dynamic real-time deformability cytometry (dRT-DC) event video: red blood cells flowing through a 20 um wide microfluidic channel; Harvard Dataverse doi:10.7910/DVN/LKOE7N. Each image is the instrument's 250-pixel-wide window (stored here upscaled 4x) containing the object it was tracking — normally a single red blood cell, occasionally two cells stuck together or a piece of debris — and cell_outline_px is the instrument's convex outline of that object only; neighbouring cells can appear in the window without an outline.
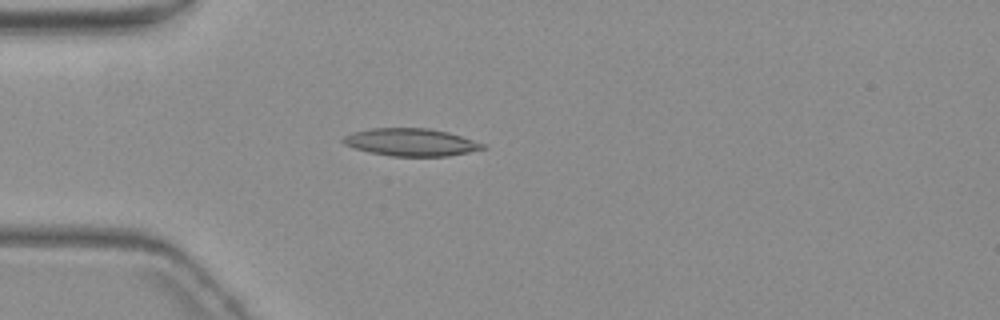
{"species": "common noctule bat (a hibernating species)", "species_latin": "Nyctalus noctula", "temperature_condition": "warm", "stored_images_in_passage": 3, "camera_frame_rate_fps": 3000, "um_per_image_px": 0.085, "animal": {"sex": "female", "body_mass_g": 19.3, "forearm_length_mm": 54.1}, "frame": {"image": 1, "passage_image": 2, "time_ms": 1.333, "image_size_px": [1000, 320], "cell_outline_px": [[488, 148], [448, 156], [392, 156], [368, 152], [352, 148], [344, 144], [340, 140], [344, 136], [352, 132], [372, 128], [428, 128], [448, 132], [488, 144]], "centroid_in_image_um": [34.94, 12.09], "position_along_channel_um": 50.1, "area_um2": 22.66}}